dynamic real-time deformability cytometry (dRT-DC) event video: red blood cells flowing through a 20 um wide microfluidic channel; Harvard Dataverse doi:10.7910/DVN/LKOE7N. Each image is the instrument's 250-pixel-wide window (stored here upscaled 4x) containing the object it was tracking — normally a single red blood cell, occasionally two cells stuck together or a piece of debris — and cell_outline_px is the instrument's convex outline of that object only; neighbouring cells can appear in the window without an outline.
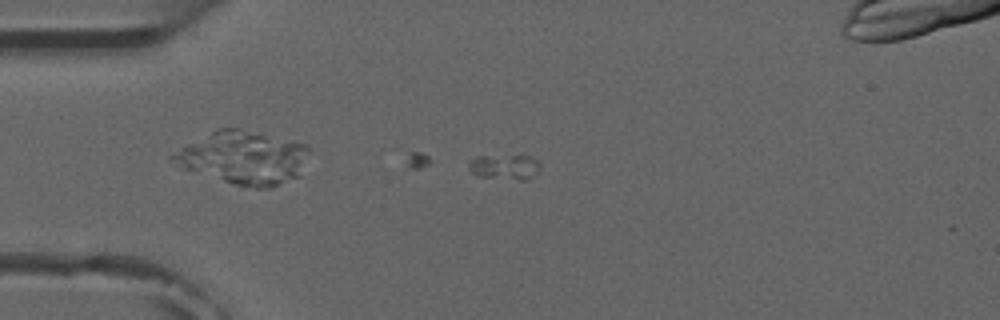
{"species": "common noctule bat (a hibernating species)", "species_latin": "Nyctalus noctula", "temperature_condition": "room temperature", "stored_images_in_passage": 9, "camera_frame_rate_fps": 3000, "um_per_image_px": 0.085, "animal": {"sex": "male", "forearm_length_mm": 52.5}, "frame": {"image": 1, "passage_image": 3, "time_ms": 2.333, "image_size_px": [1000, 320], "cell_outline_px": [[540, 164], [532, 176], [524, 180], [520, 180], [476, 176], [468, 168], [468, 164], [476, 156], [528, 156], [536, 160]], "centroid_in_image_um": [42.84, 14.19], "position_along_channel_um": 42.2, "area_um2": 10.17}}